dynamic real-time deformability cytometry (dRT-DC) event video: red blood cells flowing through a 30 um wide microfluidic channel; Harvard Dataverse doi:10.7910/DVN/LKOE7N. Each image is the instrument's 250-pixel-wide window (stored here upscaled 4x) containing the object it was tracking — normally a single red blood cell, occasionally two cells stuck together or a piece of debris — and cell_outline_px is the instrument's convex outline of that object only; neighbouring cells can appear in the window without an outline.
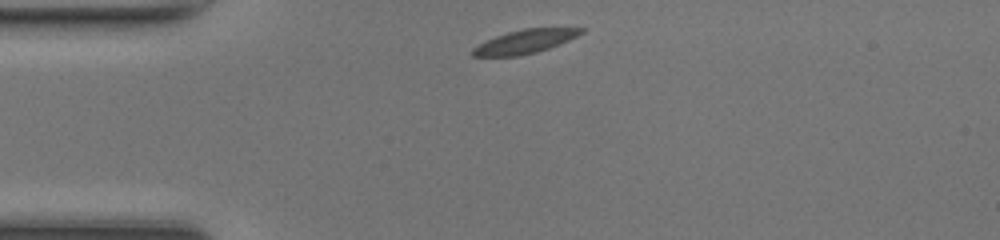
{"species": "common noctule bat (a hibernating species)", "species_latin": "Nyctalus noctula", "temperature_condition": "room temperature", "stored_images_in_passage": 38, "camera_frame_rate_fps": 3000, "um_per_image_px": 0.085, "animal": {"sex": "female", "body_mass_g": 17.0, "forearm_length_mm": 48.0}, "frame": {"image": 1, "passage_image": 1, "time_ms": 0.0, "image_size_px": [1000, 240], "cell_outline_px": [[584, 32], [568, 40], [548, 48], [536, 52], [520, 56], [472, 56], [472, 48], [496, 36], [508, 32], [524, 28], [584, 28]], "centroid_in_image_um": [44.61, 3.53], "position_along_channel_um": 40.4, "area_um2": 14.68}}
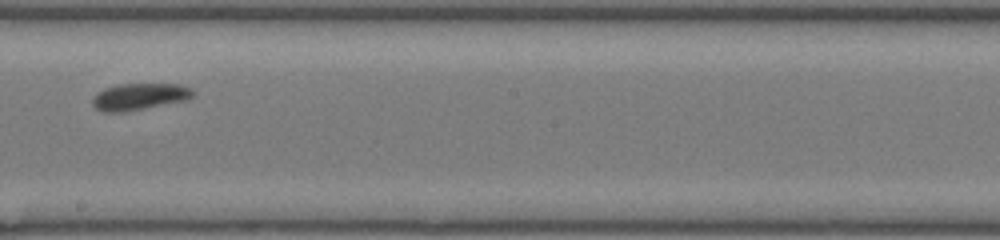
{"frame": {"image": 2, "passage_image": 17, "time_ms": 5.333, "image_size_px": [1000, 240], "cell_outline_px": [[196, 92], [188, 100], [124, 112], [100, 112], [92, 104], [92, 100], [96, 92], [104, 88], [120, 84], [180, 84], [192, 88]], "centroid_in_image_um": [11.86, 8.21], "position_along_channel_um": 236.3, "area_um2": 15.84}}
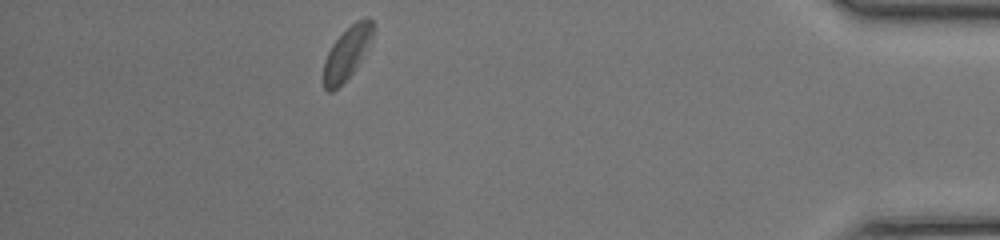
{"frame": {"image": 3, "passage_image": 33, "time_ms": 10.667, "image_size_px": [1000, 240], "cell_outline_px": [[372, 40], [352, 72], [332, 92], [328, 92], [324, 88], [324, 60], [332, 44], [356, 20], [364, 16], [368, 16], [372, 20]], "centroid_in_image_um": [29.49, 4.48], "position_along_channel_um": 405.7, "area_um2": 14.62}, "authors_computed_cell_mechanics": {"area_um2": 15.606, "velocity_mm_per_s": 4.2002, "shape_relaxation_time_tau1_ms": 1.1843, "shape_relaxation_time_tau2_ms": null, "deformation_change_tau1": 0.0533, "deformation_change_tau2": null}}